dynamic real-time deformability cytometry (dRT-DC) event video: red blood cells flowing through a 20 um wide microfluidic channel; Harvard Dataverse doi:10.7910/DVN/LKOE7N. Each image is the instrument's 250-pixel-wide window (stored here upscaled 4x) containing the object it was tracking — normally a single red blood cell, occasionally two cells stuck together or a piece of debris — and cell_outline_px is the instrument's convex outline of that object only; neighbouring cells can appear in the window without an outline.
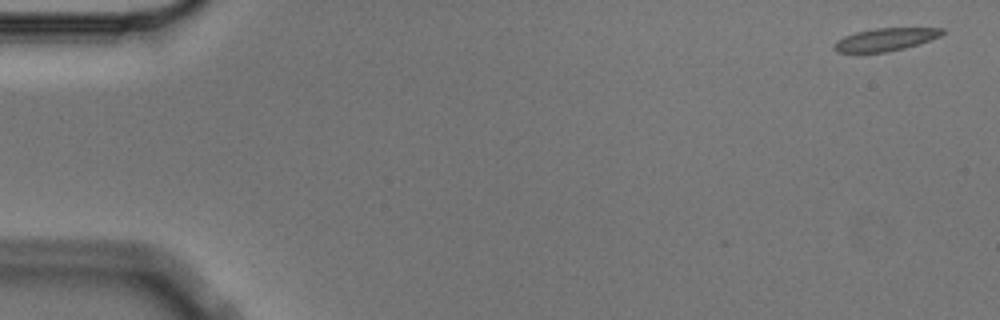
{"species": "Egyptian fruit bat (a non-hibernating species)", "species_latin": "Rousettus aegyptiacus", "temperature_condition": "cold", "stored_images_in_passage": 6, "camera_frame_rate_fps": 3000, "um_per_image_px": 0.085, "animal": {"sex": "male"}, "frame": {"image": 1, "passage_image": 1, "time_ms": 0.0, "image_size_px": [1000, 320], "cell_outline_px": [[944, 32], [940, 36], [904, 48], [888, 52], [836, 52], [832, 48], [836, 40], [844, 36], [856, 32], [876, 28], [944, 28]], "centroid_in_image_um": [75.21, 3.35], "position_along_channel_um": 9.8, "area_um2": 14.16}}
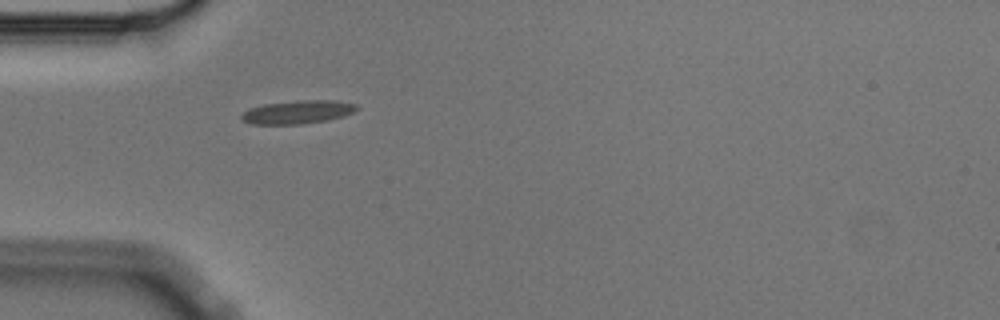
{"frame": {"image": 2, "passage_image": 5, "time_ms": 1.333, "image_size_px": [1000, 320], "cell_outline_px": [[360, 108], [344, 116], [328, 120], [300, 124], [252, 124], [244, 120], [240, 116], [248, 108], [264, 104], [300, 100], [332, 100], [356, 104]], "centroid_in_image_um": [25.31, 9.52], "position_along_channel_um": 59.7, "area_um2": 15.61}}
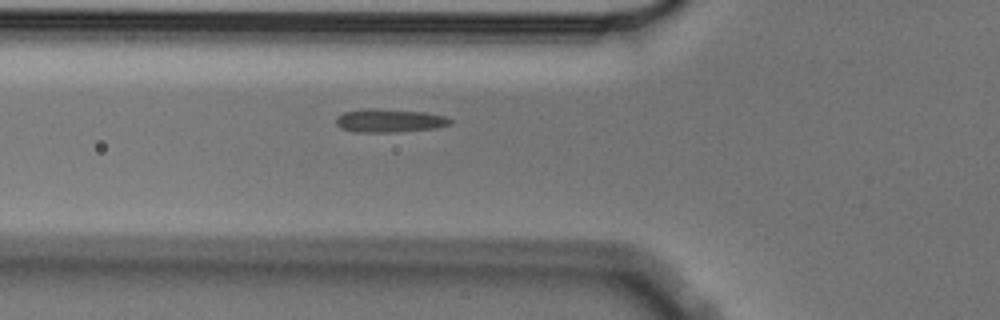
{"frame": {"image": 3, "passage_image": 6, "time_ms": 1.667, "image_size_px": [1000, 320], "cell_outline_px": [[452, 124], [436, 128], [396, 132], [356, 132], [340, 128], [336, 124], [336, 116], [344, 112], [364, 108], [376, 108], [424, 112], [444, 116], [452, 120]], "centroid_in_image_um": [33.08, 10.25], "position_along_channel_um": 92.7, "area_um2": 15.66}}